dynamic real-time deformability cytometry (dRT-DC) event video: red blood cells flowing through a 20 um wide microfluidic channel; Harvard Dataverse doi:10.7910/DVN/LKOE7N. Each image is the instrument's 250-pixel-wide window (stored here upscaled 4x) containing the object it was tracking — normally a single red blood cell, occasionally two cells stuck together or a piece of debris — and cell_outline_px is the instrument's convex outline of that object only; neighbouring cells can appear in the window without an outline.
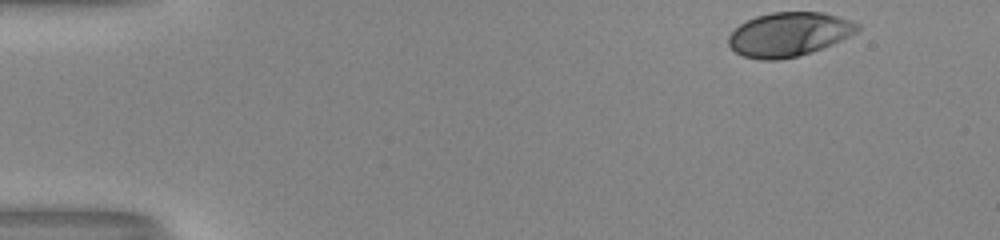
{"species": "human", "species_latin": "Homo sapiens", "temperature_condition": "room temperature", "stored_images_in_passage": 14, "camera_frame_rate_fps": 3000, "um_per_image_px": 0.085, "donor": {"sex": "male"}, "frame": {"image": 1, "passage_image": 1, "time_ms": 0.0, "image_size_px": [1000, 240], "cell_outline_px": [[860, 28], [856, 32], [832, 44], [812, 52], [796, 56], [776, 60], [760, 60], [744, 56], [736, 52], [728, 44], [728, 36], [740, 24], [756, 16], [772, 12], [824, 12], [852, 20], [860, 24]], "centroid_in_image_um": [67.07, 2.91], "position_along_channel_um": 17.9, "area_um2": 33.0}}
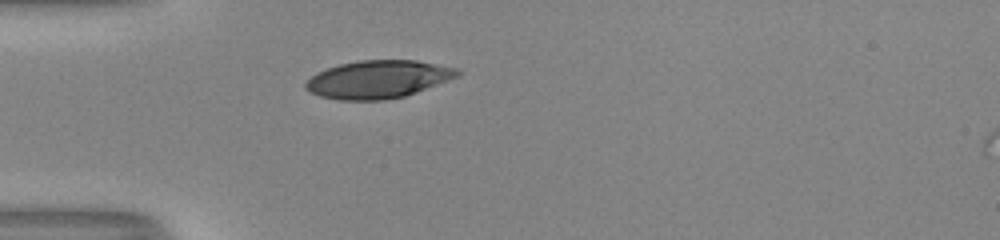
{"frame": {"image": 2, "passage_image": 12, "time_ms": 3.667, "image_size_px": [1000, 240], "cell_outline_px": [[460, 76], [416, 92], [404, 96], [384, 100], [340, 100], [320, 96], [308, 92], [304, 88], [304, 84], [316, 72], [340, 64], [360, 60], [416, 60], [460, 68]], "centroid_in_image_um": [32.15, 6.74], "position_along_channel_um": 52.9, "area_um2": 33.58}}